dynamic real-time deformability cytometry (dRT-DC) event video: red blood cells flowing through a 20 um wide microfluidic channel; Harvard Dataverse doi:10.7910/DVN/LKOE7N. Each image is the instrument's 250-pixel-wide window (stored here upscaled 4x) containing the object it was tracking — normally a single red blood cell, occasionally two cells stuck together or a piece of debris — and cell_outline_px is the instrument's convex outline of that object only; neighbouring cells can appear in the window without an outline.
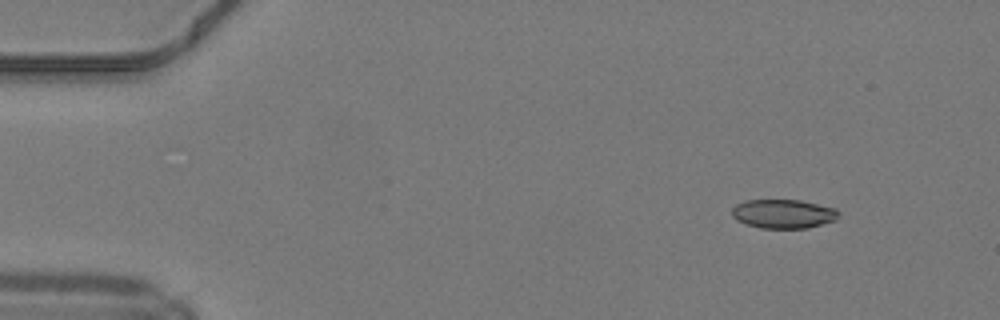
{"species": "common noctule bat (a hibernating species)", "species_latin": "Nyctalus noctula", "temperature_condition": "warm", "stored_images_in_passage": 44, "camera_frame_rate_fps": 3000, "um_per_image_px": 0.085, "animal": {"sex": "male", "body_mass_g": 19.2, "forearm_length_mm": 51.8}, "frame": {"image": 1, "passage_image": 1, "time_ms": 0.0, "image_size_px": [1000, 320], "cell_outline_px": [[840, 216], [836, 220], [808, 228], [760, 228], [744, 224], [736, 220], [732, 216], [732, 208], [736, 204], [744, 200], [800, 200], [836, 208], [840, 212]], "centroid_in_image_um": [66.58, 18.17], "position_along_channel_um": 18.4, "area_um2": 18.26}}
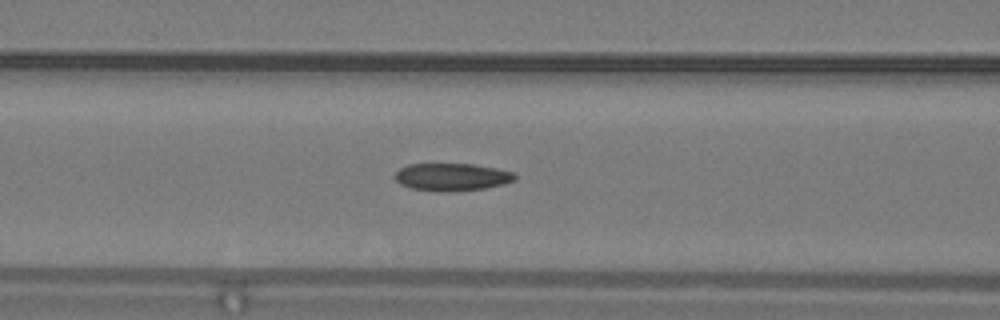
{"frame": {"image": 2, "passage_image": 16, "time_ms": 5.0, "image_size_px": [1000, 320], "cell_outline_px": [[516, 180], [504, 184], [484, 188], [452, 192], [440, 192], [412, 188], [400, 184], [392, 176], [400, 168], [408, 164], [472, 164], [496, 168], [512, 172], [516, 176]], "centroid_in_image_um": [38.39, 15.05], "position_along_channel_um": 128.2, "area_um2": 19.36}}
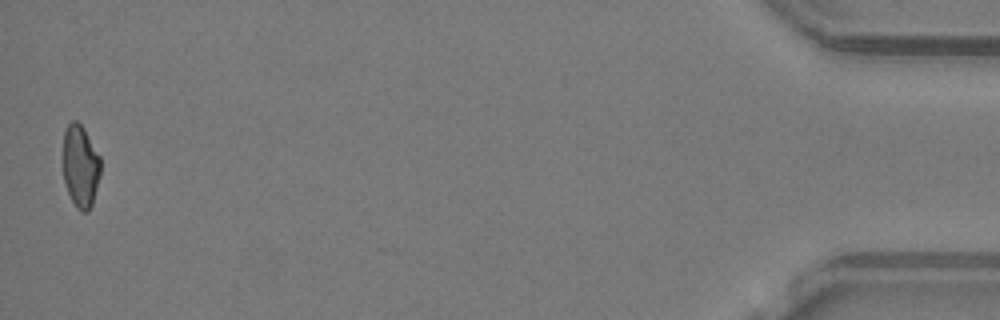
{"frame": {"image": 3, "passage_image": 44, "time_ms": 14.333, "image_size_px": [1000, 320], "cell_outline_px": [[100, 176], [92, 204], [88, 212], [80, 212], [76, 208], [68, 192], [64, 180], [64, 132], [68, 124], [72, 120], [76, 120], [84, 128], [100, 156]], "centroid_in_image_um": [6.85, 14.14], "position_along_channel_um": 428.3, "area_um2": 17.98}, "authors_computed_cell_mechanics": {"area_um2": 19.3052, "velocity_mm_per_s": 4.233, "shape_relaxation_time_tau1_ms": null, "shape_relaxation_time_tau2_ms": 6.0922, "deformation_change_tau1": null, "deformation_change_tau2": 0.1311}}